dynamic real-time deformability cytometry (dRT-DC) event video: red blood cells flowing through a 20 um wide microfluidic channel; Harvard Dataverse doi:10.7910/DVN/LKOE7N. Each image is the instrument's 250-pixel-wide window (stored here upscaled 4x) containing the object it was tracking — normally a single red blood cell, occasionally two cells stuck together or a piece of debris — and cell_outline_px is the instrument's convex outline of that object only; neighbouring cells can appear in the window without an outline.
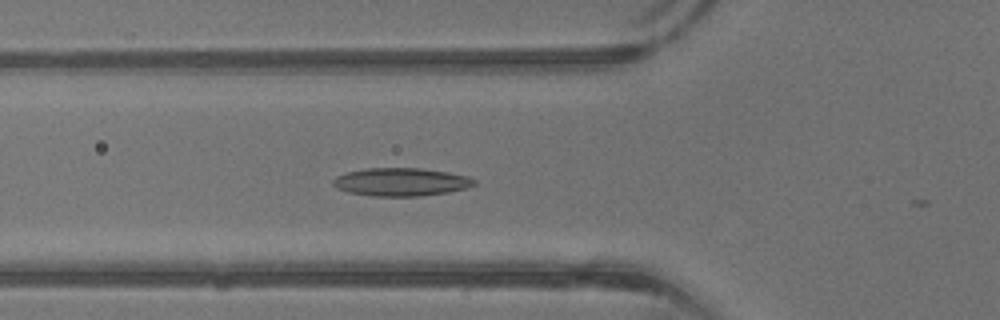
{"species": "common noctule bat (a hibernating species)", "species_latin": "Nyctalus noctula", "temperature_condition": "warm", "stored_images_in_passage": 9, "camera_frame_rate_fps": 3000, "um_per_image_px": 0.085, "animal": {"sex": "male", "body_mass_g": 13.3}, "frame": {"image": 1, "passage_image": 3, "time_ms": 0.667, "image_size_px": [1000, 320], "cell_outline_px": [[476, 184], [468, 188], [448, 192], [420, 196], [372, 196], [348, 192], [336, 188], [332, 184], [332, 180], [336, 176], [348, 172], [364, 168], [420, 168], [448, 172], [468, 176], [476, 180]], "centroid_in_image_um": [34.09, 15.46], "position_along_channel_um": 91.7, "area_um2": 23.24}}
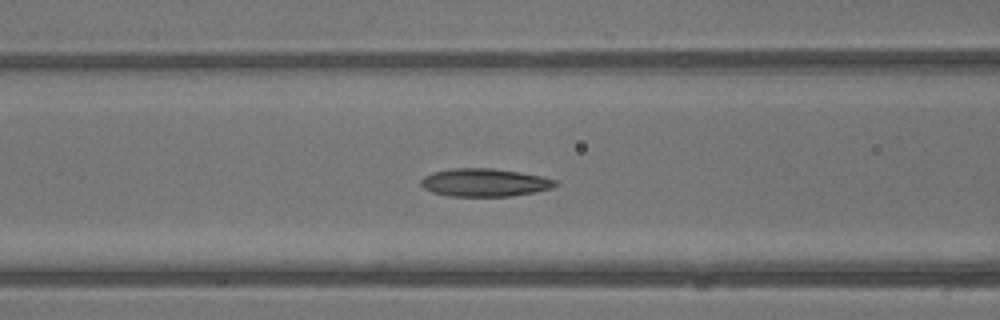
{"frame": {"image": 2, "passage_image": 5, "time_ms": 1.333, "image_size_px": [1000, 320], "cell_outline_px": [[560, 184], [552, 188], [512, 196], [448, 196], [432, 192], [424, 188], [420, 184], [420, 180], [424, 176], [432, 172], [452, 168], [492, 168], [520, 172], [540, 176], [556, 180]], "centroid_in_image_um": [41.17, 15.51], "position_along_channel_um": 125.4, "area_um2": 21.96}}
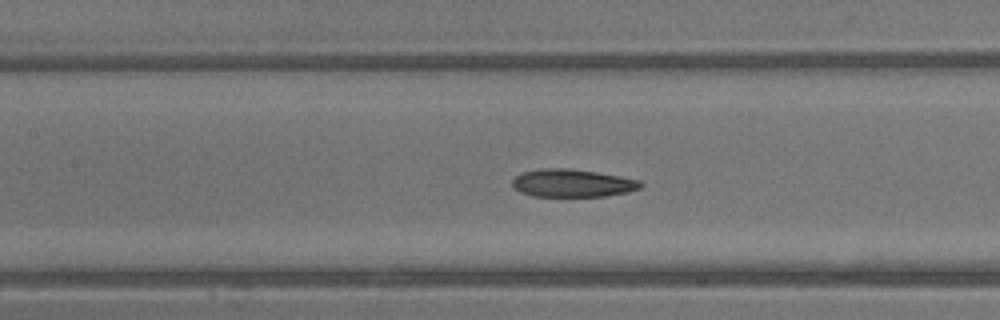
{"frame": {"image": 3, "passage_image": 7, "time_ms": 2.0, "image_size_px": [1000, 320], "cell_outline_px": [[644, 184], [640, 188], [628, 192], [604, 196], [532, 196], [520, 192], [512, 188], [512, 180], [516, 176], [524, 172], [540, 168], [568, 168], [596, 172], [620, 176], [640, 180]], "centroid_in_image_um": [48.64, 15.56], "position_along_channel_um": 158.8, "area_um2": 20.87}}